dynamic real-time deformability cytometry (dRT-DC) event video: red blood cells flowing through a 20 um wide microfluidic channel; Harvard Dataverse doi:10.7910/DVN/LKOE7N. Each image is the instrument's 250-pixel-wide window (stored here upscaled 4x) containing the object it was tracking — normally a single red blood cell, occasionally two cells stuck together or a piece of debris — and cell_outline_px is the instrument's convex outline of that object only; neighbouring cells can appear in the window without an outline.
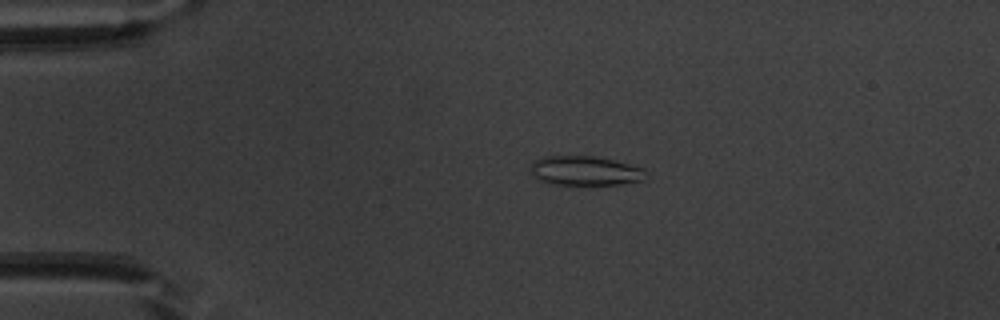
{"species": "common noctule bat (a hibernating species)", "species_latin": "Nyctalus noctula", "temperature_condition": "warm", "stored_images_in_passage": 47, "camera_frame_rate_fps": 3000, "um_per_image_px": 0.085, "animal": {"sex": "male", "body_mass_g": 20.1, "forearm_length_mm": 53.5}, "frame": {"image": 1, "passage_image": 6, "time_ms": 1.667, "image_size_px": [1000, 320], "cell_outline_px": [[644, 180], [620, 184], [548, 184], [536, 180], [532, 176], [528, 168], [532, 160], [544, 156], [592, 156], [612, 160], [644, 168]], "centroid_in_image_um": [49.61, 14.51], "position_along_channel_um": 35.4, "area_um2": 19.88}}
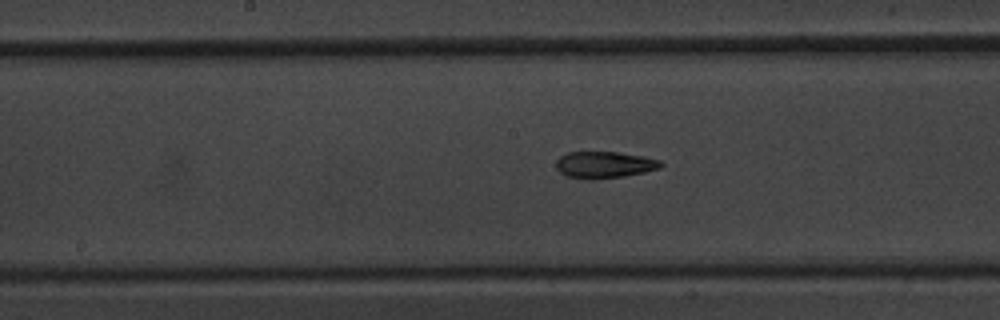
{"frame": {"image": 2, "passage_image": 22, "time_ms": 7.0, "image_size_px": [1000, 320], "cell_outline_px": [[664, 164], [660, 168], [644, 172], [624, 176], [596, 180], [588, 180], [564, 176], [556, 168], [556, 160], [560, 156], [568, 152], [616, 152], [644, 156], [660, 160]], "centroid_in_image_um": [51.35, 14.02], "position_along_channel_um": 196.9, "area_um2": 16.53}}
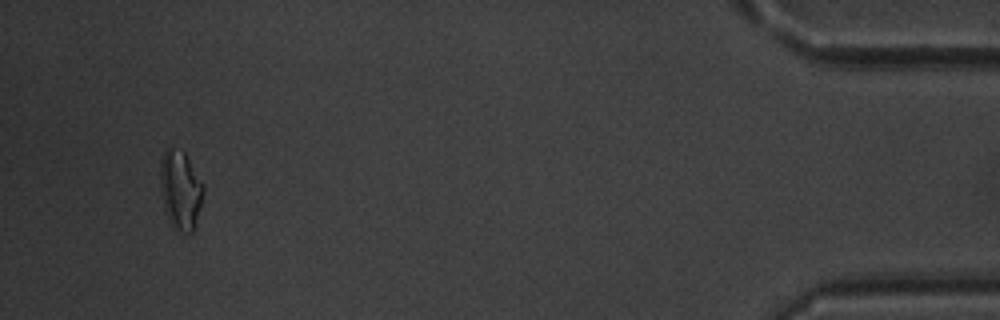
{"frame": {"image": 3, "passage_image": 45, "time_ms": 14.667, "image_size_px": [1000, 320], "cell_outline_px": [[204, 192], [192, 232], [188, 236], [172, 228], [164, 208], [160, 192], [160, 160], [164, 148], [172, 148], [184, 152], [204, 184]], "centroid_in_image_um": [15.31, 16.16], "position_along_channel_um": 419.9, "area_um2": 20.06}, "authors_computed_cell_mechanics": {"area_um2": 16.8776, "velocity_mm_per_s": 3.8297, "shape_relaxation_time_tau1_ms": null, "shape_relaxation_time_tau2_ms": 3.0458, "deformation_change_tau1": null, "deformation_change_tau2": 0.1111}}